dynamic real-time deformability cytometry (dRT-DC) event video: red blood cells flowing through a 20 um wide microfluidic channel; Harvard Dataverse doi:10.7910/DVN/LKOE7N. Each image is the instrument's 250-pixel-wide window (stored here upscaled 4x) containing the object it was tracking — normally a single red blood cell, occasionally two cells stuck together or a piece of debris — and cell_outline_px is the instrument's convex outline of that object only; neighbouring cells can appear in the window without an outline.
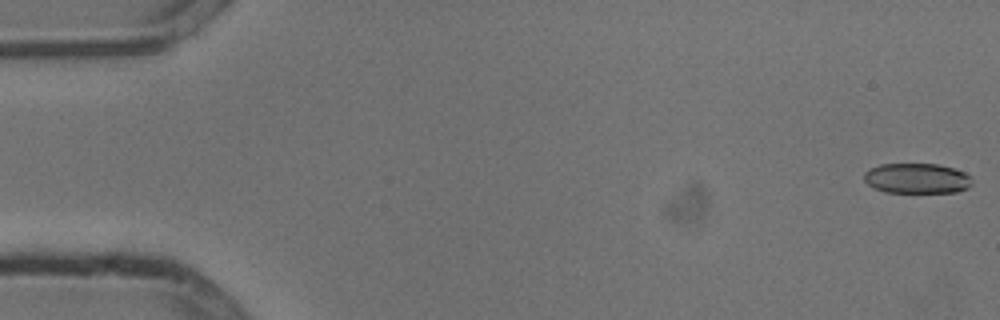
{"species": "common noctule bat (a hibernating species)", "species_latin": "Nyctalus noctula", "temperature_condition": "cold", "stored_images_in_passage": 18, "camera_frame_rate_fps": 3000, "um_per_image_px": 0.085, "animal": {"sex": "male", "body_mass_g": 13.3}, "frame": {"image": 1, "passage_image": 1, "time_ms": 0.0, "image_size_px": [1000, 320], "cell_outline_px": [[972, 184], [968, 188], [956, 192], [884, 192], [868, 184], [864, 180], [864, 172], [868, 168], [880, 164], [936, 164], [952, 168], [964, 172], [972, 176]], "centroid_in_image_um": [77.94, 15.16], "position_along_channel_um": 7.1, "area_um2": 19.07}}
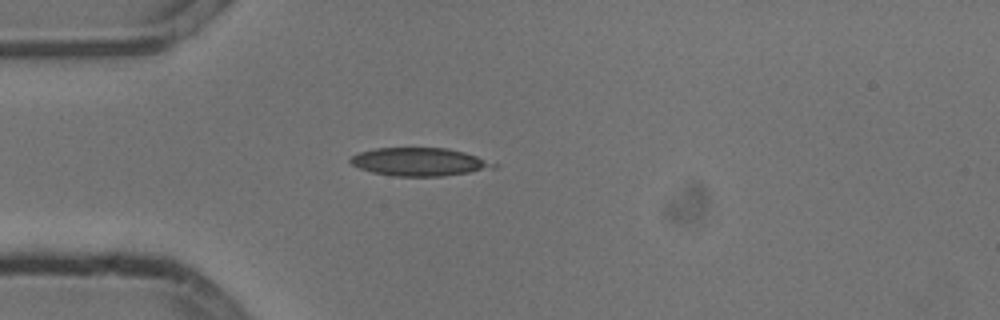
{"frame": {"image": 2, "passage_image": 15, "time_ms": 4.667, "image_size_px": [1000, 320], "cell_outline_px": [[500, 164], [496, 168], [440, 176], [392, 176], [372, 172], [360, 168], [352, 164], [348, 160], [352, 156], [360, 152], [376, 148], [448, 148], [464, 152]], "centroid_in_image_um": [35.66, 13.75], "position_along_channel_um": 49.3, "area_um2": 23.35}}